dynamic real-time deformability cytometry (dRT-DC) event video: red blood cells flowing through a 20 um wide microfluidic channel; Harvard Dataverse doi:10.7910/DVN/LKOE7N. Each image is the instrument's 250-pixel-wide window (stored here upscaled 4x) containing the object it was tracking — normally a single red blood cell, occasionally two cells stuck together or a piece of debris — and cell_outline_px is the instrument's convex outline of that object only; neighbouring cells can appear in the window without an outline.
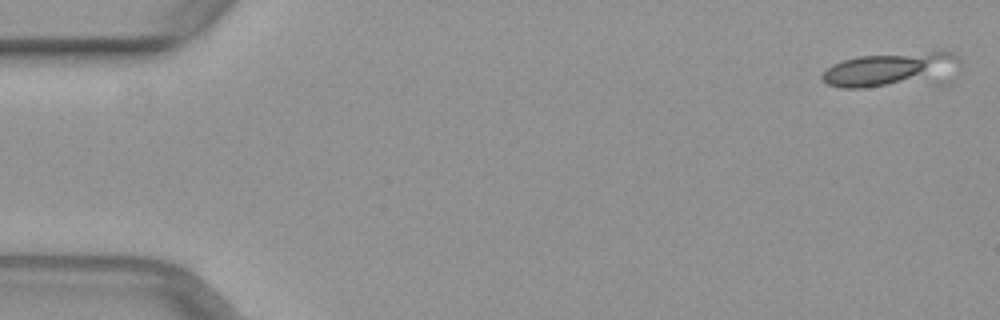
{"species": "common noctule bat (a hibernating species)", "species_latin": "Nyctalus noctula", "temperature_condition": "warm", "stored_images_in_passage": 3, "camera_frame_rate_fps": 3000, "um_per_image_px": 0.085, "animal": {"sex": "female", "body_mass_g": 29.2, "forearm_length_mm": 56.3}, "frame": {"image": 1, "passage_image": 2, "time_ms": 0.333, "image_size_px": [1000, 320], "cell_outline_px": [[964, 60], [960, 64], [884, 84], [860, 88], [844, 88], [828, 84], [820, 76], [832, 64], [844, 60], [860, 56], [940, 48], [944, 48], [956, 52]], "centroid_in_image_um": [75.51, 5.73], "position_along_channel_um": 9.5, "area_um2": 24.91}}